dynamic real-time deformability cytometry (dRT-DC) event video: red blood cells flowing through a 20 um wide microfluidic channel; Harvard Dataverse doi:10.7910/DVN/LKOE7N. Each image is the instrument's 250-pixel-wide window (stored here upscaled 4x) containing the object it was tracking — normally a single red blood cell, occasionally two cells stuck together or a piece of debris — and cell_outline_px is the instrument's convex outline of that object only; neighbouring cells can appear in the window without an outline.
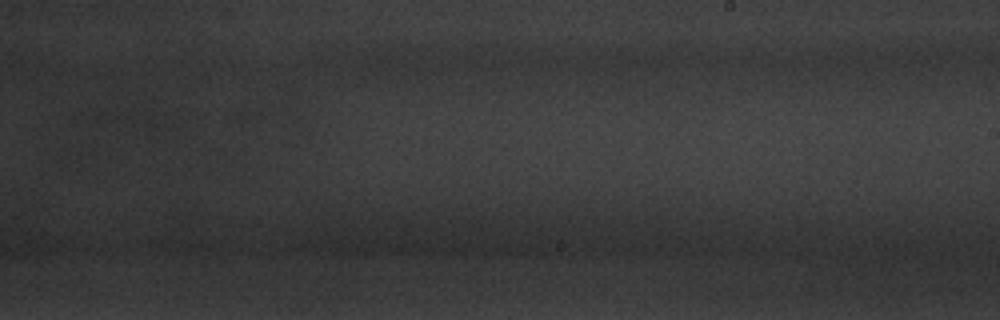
{"species": "common noctule bat (a hibernating species)", "species_latin": "Nyctalus noctula", "temperature_condition": "warm", "stored_images_in_passage": 20, "camera_frame_rate_fps": 3000, "um_per_image_px": 0.085, "animal": {"sex": "male", "body_mass_g": 20.1, "forearm_length_mm": 53.5}, "frame": {"image": 1, "passage_image": 12, "time_ms": 3.667, "image_size_px": [1000, 320], "cell_outline_px": [[248, 256], [188, 260], [156, 256], [128, 248], [132, 244], [148, 240], [204, 240], [232, 244], [248, 252]], "centroid_in_image_um": [16.06, 21.19], "position_along_channel_um": 272.9, "area_um2": 12.66}}
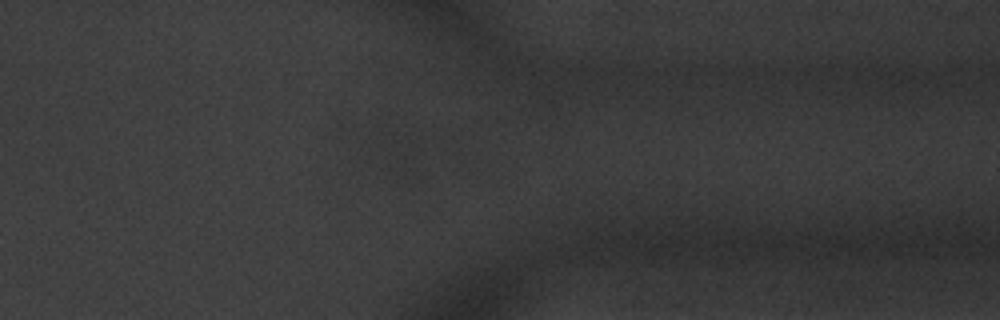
{"frame": {"image": 2, "passage_image": 20, "time_ms": 6.333, "image_size_px": [1000, 320], "cell_outline_px": [[960, 64], [956, 68], [944, 72], [908, 76], [836, 76], [820, 72], [820, 68], [844, 64]], "centroid_in_image_um": [75.35, 5.92], "position_along_channel_um": 336.1, "area_um2": 10.23}}